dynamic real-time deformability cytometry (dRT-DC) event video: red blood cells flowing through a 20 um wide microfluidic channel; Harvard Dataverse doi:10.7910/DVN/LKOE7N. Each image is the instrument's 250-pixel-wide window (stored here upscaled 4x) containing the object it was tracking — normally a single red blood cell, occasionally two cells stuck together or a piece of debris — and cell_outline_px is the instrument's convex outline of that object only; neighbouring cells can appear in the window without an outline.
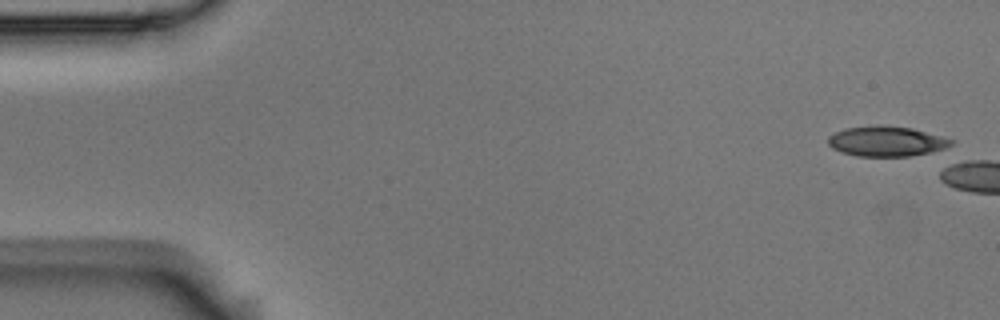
{"species": "Egyptian fruit bat (a non-hibernating species)", "species_latin": "Rousettus aegyptiacus", "temperature_condition": "room temperature", "stored_images_in_passage": 3, "camera_frame_rate_fps": 3000, "um_per_image_px": 0.085, "animal": {"sex": "male"}, "frame": {"image": 1, "passage_image": 1, "time_ms": 0.0, "image_size_px": [1000, 320], "cell_outline_px": [[956, 140], [952, 144], [944, 148], [932, 152], [908, 156], [856, 156], [832, 148], [828, 144], [828, 136], [844, 128], [876, 124], [880, 124], [912, 128]], "centroid_in_image_um": [75.35, 11.99], "position_along_channel_um": 9.7, "area_um2": 21.73}}